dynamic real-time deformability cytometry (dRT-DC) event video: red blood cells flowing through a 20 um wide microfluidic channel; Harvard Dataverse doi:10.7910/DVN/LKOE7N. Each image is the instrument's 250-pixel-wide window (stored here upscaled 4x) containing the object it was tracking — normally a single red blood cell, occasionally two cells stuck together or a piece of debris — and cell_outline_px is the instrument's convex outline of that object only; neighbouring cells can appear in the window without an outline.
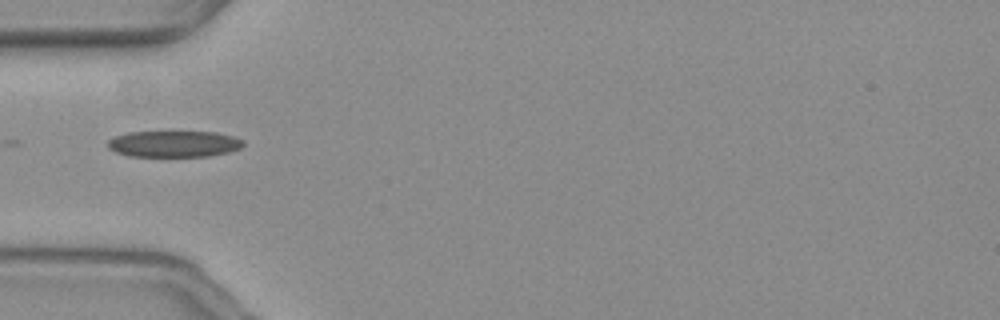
{"species": "common noctule bat (a hibernating species)", "species_latin": "Nyctalus noctula", "temperature_condition": "warm", "stored_images_in_passage": 7, "camera_frame_rate_fps": 3000, "um_per_image_px": 0.085, "animal": {"sex": "female", "body_mass_g": 19.3, "forearm_length_mm": 54.1}, "frame": {"image": 1, "passage_image": 1, "time_ms": 0.0, "image_size_px": [1000, 320], "cell_outline_px": [[244, 144], [240, 148], [228, 152], [208, 156], [128, 156], [116, 152], [108, 148], [108, 140], [116, 136], [128, 132], [216, 132], [232, 136], [244, 140]], "centroid_in_image_um": [14.78, 12.23], "position_along_channel_um": 70.2, "area_um2": 20.69}}
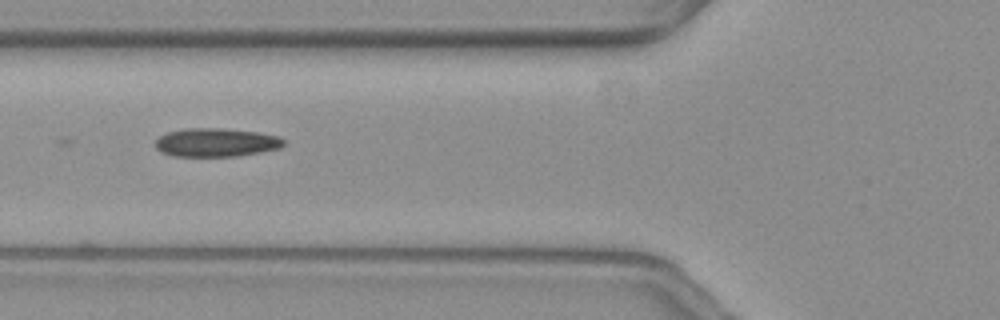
{"frame": {"image": 2, "passage_image": 4, "time_ms": 1.0, "image_size_px": [1000, 320], "cell_outline_px": [[284, 144], [280, 148], [236, 156], [172, 156], [156, 148], [156, 140], [160, 136], [168, 132], [184, 128], [224, 128], [256, 132], [280, 136], [284, 140]], "centroid_in_image_um": [18.37, 12.1], "position_along_channel_um": 107.4, "area_um2": 21.21}}